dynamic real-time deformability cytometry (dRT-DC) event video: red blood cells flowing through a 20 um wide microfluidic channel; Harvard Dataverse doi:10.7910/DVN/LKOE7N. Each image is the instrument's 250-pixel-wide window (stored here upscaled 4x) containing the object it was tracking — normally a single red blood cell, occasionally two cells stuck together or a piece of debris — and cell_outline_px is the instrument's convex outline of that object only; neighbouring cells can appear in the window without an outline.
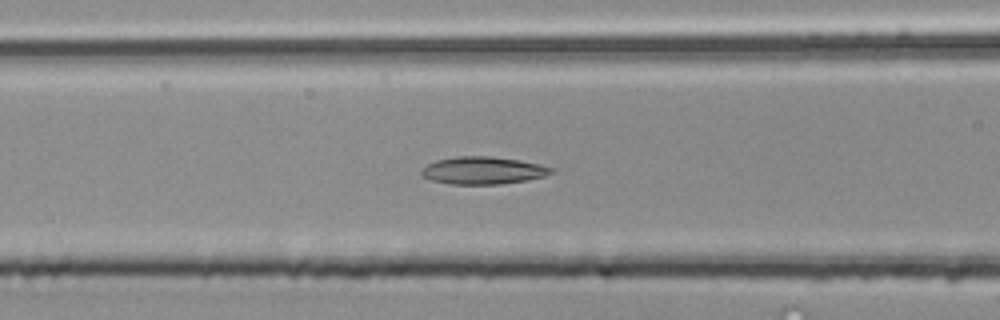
{"species": "common noctule bat (a hibernating species)", "species_latin": "Nyctalus noctula", "temperature_condition": "room temperature", "stored_images_in_passage": 35, "camera_frame_rate_fps": 3000, "um_per_image_px": 0.085, "animal": {"sex": "male", "body_mass_g": 20.4}, "frame": {"image": 1, "passage_image": 5, "time_ms": 1.333, "image_size_px": [1000, 320], "cell_outline_px": [[556, 172], [544, 176], [528, 180], [500, 184], [448, 184], [432, 180], [424, 176], [420, 172], [428, 164], [436, 160], [460, 156], [488, 156], [520, 160], [540, 164], [556, 168]], "centroid_in_image_um": [41.13, 14.49], "position_along_channel_um": 125.5, "area_um2": 20.81}}
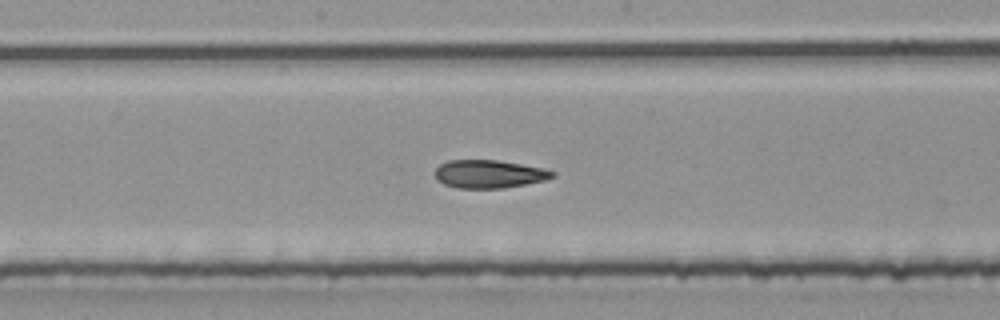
{"frame": {"image": 2, "passage_image": 11, "time_ms": 3.333, "image_size_px": [1000, 320], "cell_outline_px": [[556, 176], [544, 180], [504, 188], [456, 188], [444, 184], [436, 180], [436, 168], [440, 164], [448, 160], [496, 160], [520, 164], [540, 168], [556, 172]], "centroid_in_image_um": [41.54, 14.79], "position_along_channel_um": 206.7, "area_um2": 19.07}}
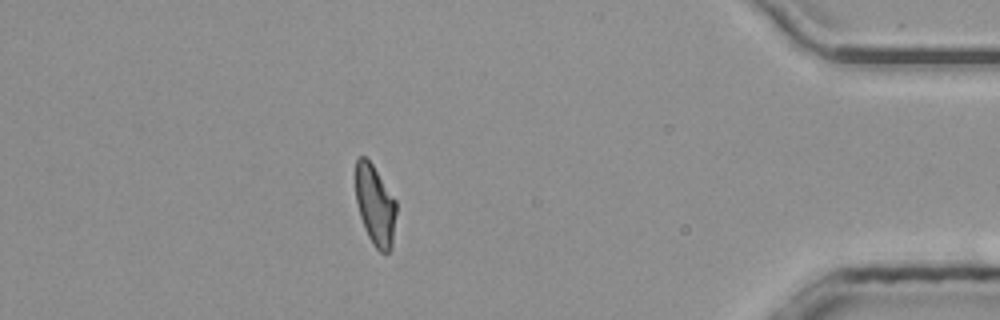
{"frame": {"image": 3, "passage_image": 29, "time_ms": 9.333, "image_size_px": [1000, 320], "cell_outline_px": [[396, 212], [392, 248], [388, 252], [380, 252], [372, 244], [368, 236], [360, 216], [356, 200], [356, 160], [360, 156], [364, 156], [372, 164], [396, 200]], "centroid_in_image_um": [31.9, 17.46], "position_along_channel_um": 403.3, "area_um2": 18.9}, "authors_computed_cell_mechanics": {"area_um2": 19.652, "velocity_mm_per_s": 4.0491, "shape_relaxation_time_tau1_ms": null, "shape_relaxation_time_tau2_ms": 2.8988, "deformation_change_tau1": null, "deformation_change_tau2": 0.103}}